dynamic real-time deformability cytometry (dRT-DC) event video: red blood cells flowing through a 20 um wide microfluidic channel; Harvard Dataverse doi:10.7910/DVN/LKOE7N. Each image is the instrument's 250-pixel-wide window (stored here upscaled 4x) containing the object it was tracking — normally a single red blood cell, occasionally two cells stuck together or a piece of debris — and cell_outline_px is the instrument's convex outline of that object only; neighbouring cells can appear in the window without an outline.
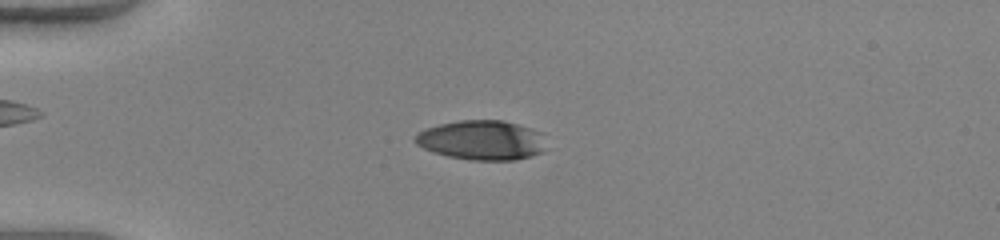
{"species": "human", "species_latin": "Homo sapiens", "temperature_condition": "warm", "stored_images_in_passage": 38, "camera_frame_rate_fps": 3000, "um_per_image_px": 0.085, "donor": {"sex": "female"}, "frame": {"image": 1, "passage_image": 1, "time_ms": 0.0, "image_size_px": [1000, 240], "cell_outline_px": [[544, 152], [532, 156], [516, 160], [468, 160], [448, 156], [432, 152], [416, 144], [412, 140], [416, 132], [440, 124], [460, 120], [504, 120], [532, 128], [544, 132]], "centroid_in_image_um": [40.97, 11.91], "position_along_channel_um": 44.0, "area_um2": 30.69}}
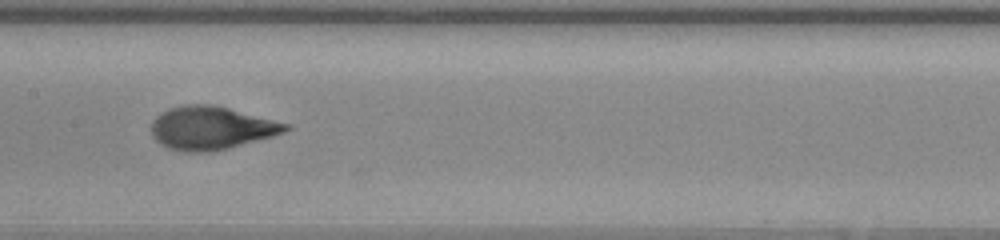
{"frame": {"image": 2, "passage_image": 14, "time_ms": 4.333, "image_size_px": [1000, 240], "cell_outline_px": [[292, 128], [284, 132], [272, 136], [228, 148], [212, 152], [180, 152], [168, 148], [160, 144], [152, 136], [152, 120], [156, 116], [168, 108], [184, 104], [208, 104], [228, 108], [292, 124]], "centroid_in_image_um": [17.95, 10.88], "position_along_channel_um": 189.5, "area_um2": 33.93}}
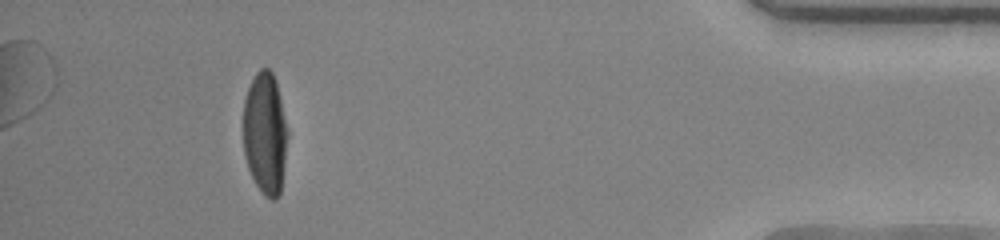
{"frame": {"image": 3, "passage_image": 34, "time_ms": 11.0, "image_size_px": [1000, 240], "cell_outline_px": [[288, 132], [280, 192], [276, 200], [272, 200], [264, 196], [256, 184], [248, 168], [244, 156], [244, 100], [248, 88], [256, 72], [260, 68], [268, 68], [272, 72], [276, 84]], "centroid_in_image_um": [22.52, 11.35], "position_along_channel_um": 412.7, "area_um2": 31.15}, "authors_computed_cell_mechanics": {"area_um2": 32.8882, "velocity_mm_per_s": 4.1288, "shape_relaxation_time_tau1_ms": 4.9431, "shape_relaxation_time_tau2_ms": null, "deformation_change_tau1": 0.2743, "deformation_change_tau2": null}}